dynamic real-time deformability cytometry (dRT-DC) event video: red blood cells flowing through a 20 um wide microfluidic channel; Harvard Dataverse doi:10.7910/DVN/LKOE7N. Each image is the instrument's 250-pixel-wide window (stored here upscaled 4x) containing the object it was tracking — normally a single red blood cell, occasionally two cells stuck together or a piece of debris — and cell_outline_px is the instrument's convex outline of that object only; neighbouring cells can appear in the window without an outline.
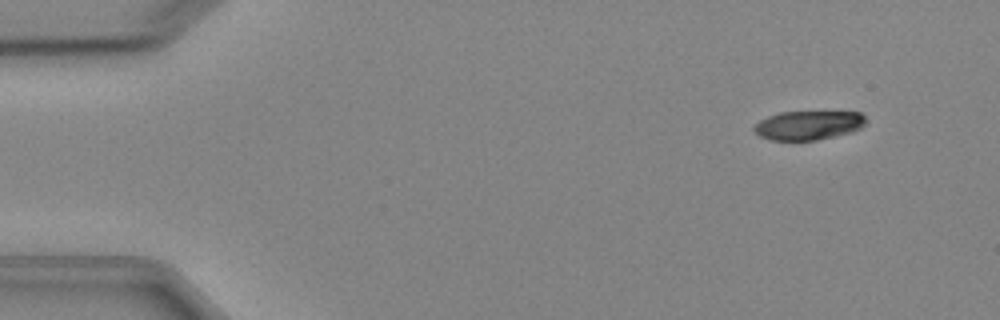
{"species": "Egyptian fruit bat (a non-hibernating species)", "species_latin": "Rousettus aegyptiacus", "temperature_condition": "cold", "stored_images_in_passage": 5, "camera_frame_rate_fps": 3000, "um_per_image_px": 0.085, "animal": {"sex": "female"}, "frame": {"image": 1, "passage_image": 2, "time_ms": 1.0, "image_size_px": [1000, 320], "cell_outline_px": [[864, 124], [860, 128], [852, 132], [816, 140], [768, 140], [760, 136], [752, 128], [760, 120], [768, 116], [780, 112], [860, 112], [864, 116]], "centroid_in_image_um": [68.69, 10.65], "position_along_channel_um": 16.3, "area_um2": 18.79}}